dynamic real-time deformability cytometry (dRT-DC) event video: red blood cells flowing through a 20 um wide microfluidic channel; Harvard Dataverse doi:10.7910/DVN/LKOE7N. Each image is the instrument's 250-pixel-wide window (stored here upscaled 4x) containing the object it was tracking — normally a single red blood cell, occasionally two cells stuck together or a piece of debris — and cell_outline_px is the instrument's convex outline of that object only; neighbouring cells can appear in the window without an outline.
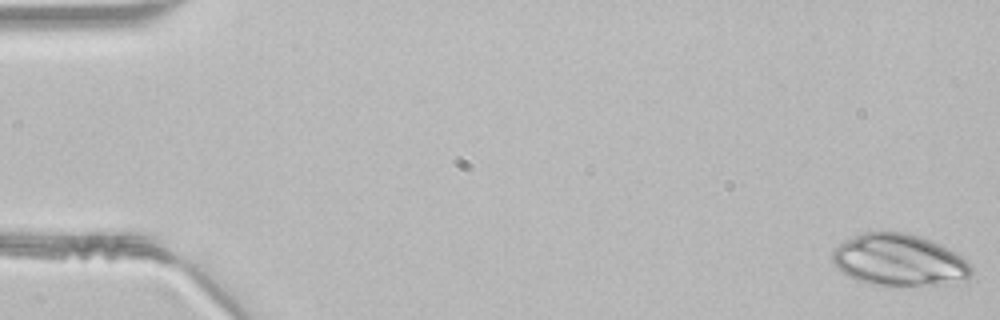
{"species": "common noctule bat (a hibernating species)", "species_latin": "Nyctalus noctula", "temperature_condition": "room temperature", "stored_images_in_passage": 48, "camera_frame_rate_fps": 3000, "um_per_image_px": 0.085, "animal": {"sex": "male", "body_mass_g": 21.5, "forearm_length_mm": 52.0}, "frame": {"image": 1, "passage_image": 1, "time_ms": 0.0, "image_size_px": [1000, 320], "cell_outline_px": [[972, 276], [968, 280], [940, 284], [868, 284], [856, 280], [848, 276], [836, 268], [832, 264], [832, 248], [844, 240], [864, 232], [908, 232], [920, 236], [940, 244], [956, 252], [968, 260], [972, 264]], "centroid_in_image_um": [76.42, 22.09], "position_along_channel_um": 8.6, "area_um2": 42.19}}
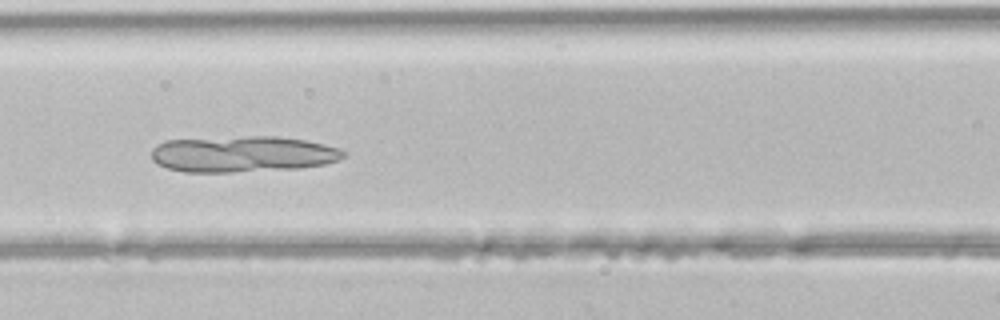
{"frame": {"image": 2, "passage_image": 21, "time_ms": 6.667, "image_size_px": [1000, 320], "cell_outline_px": [[344, 156], [340, 160], [324, 164], [300, 168], [232, 172], [184, 172], [168, 168], [152, 160], [152, 148], [156, 144], [164, 140], [252, 136], [276, 136], [304, 140], [324, 144], [340, 148], [344, 152]], "centroid_in_image_um": [20.62, 13.09], "position_along_channel_um": 146.0, "area_um2": 40.46}}
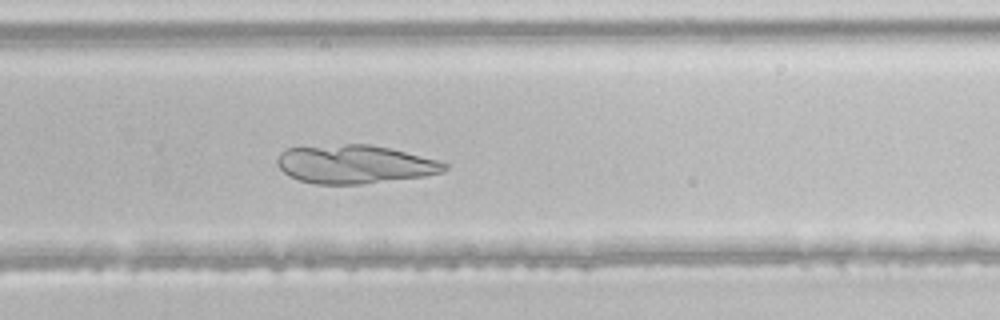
{"frame": {"image": 3, "passage_image": 32, "time_ms": 10.333, "image_size_px": [1000, 320], "cell_outline_px": [[448, 168], [440, 172], [424, 176], [360, 184], [316, 184], [300, 180], [288, 176], [276, 164], [276, 160], [280, 152], [284, 148], [344, 144], [368, 144], [388, 148], [436, 160], [448, 164]], "centroid_in_image_um": [30.08, 13.96], "position_along_channel_um": 299.7, "area_um2": 37.22}}